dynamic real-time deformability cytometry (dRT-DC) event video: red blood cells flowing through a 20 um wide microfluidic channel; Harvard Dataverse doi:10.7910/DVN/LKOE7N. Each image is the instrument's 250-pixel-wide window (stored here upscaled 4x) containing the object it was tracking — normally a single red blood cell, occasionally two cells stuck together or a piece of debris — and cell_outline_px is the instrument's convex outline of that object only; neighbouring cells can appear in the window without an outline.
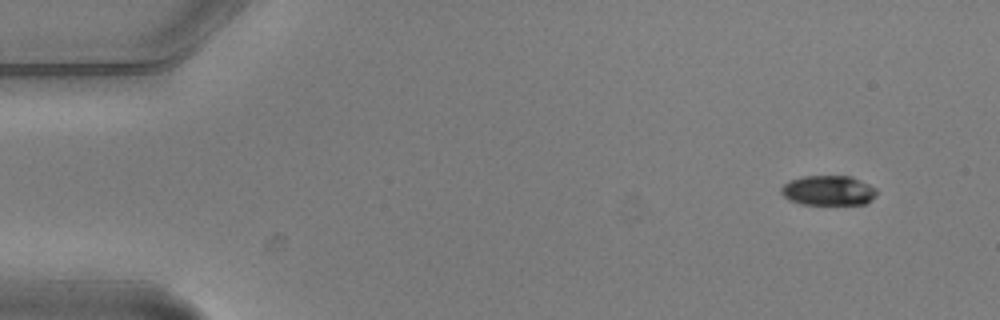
{"species": "common noctule bat (a hibernating species)", "species_latin": "Nyctalus noctula", "temperature_condition": "warm", "stored_images_in_passage": 6, "camera_frame_rate_fps": 3000, "um_per_image_px": 0.085, "animal": {"sex": "male", "body_mass_g": 20.5, "forearm_length_mm": 52.5}, "frame": {"image": 1, "passage_image": 1, "time_ms": 0.0, "image_size_px": [1000, 320], "cell_outline_px": [[876, 196], [872, 200], [864, 204], [800, 204], [788, 200], [780, 192], [780, 188], [784, 184], [792, 180], [804, 176], [852, 176], [876, 188]], "centroid_in_image_um": [70.41, 16.2], "position_along_channel_um": 14.6, "area_um2": 16.65}}
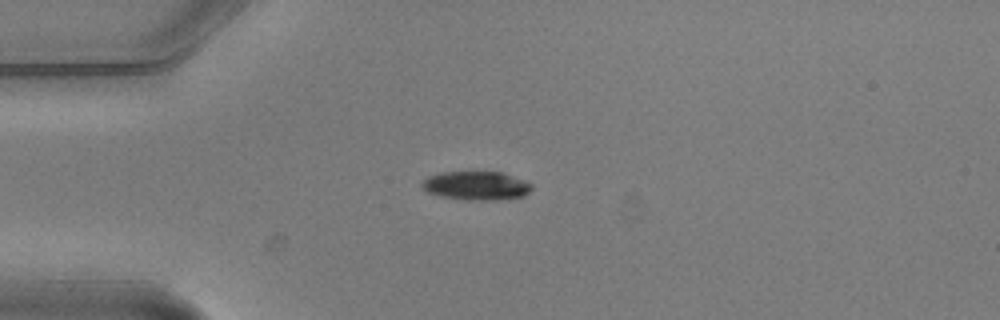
{"frame": {"image": 2, "passage_image": 3, "time_ms": 0.667, "image_size_px": [1000, 320], "cell_outline_px": [[532, 188], [524, 196], [492, 200], [468, 200], [440, 196], [428, 192], [420, 184], [420, 180], [428, 176], [440, 172], [500, 172], [524, 180], [532, 184]], "centroid_in_image_um": [40.44, 15.78], "position_along_channel_um": 44.6, "area_um2": 18.32}}
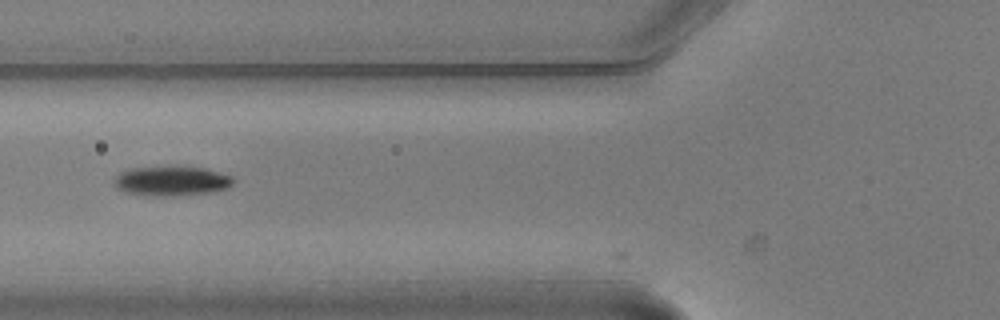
{"frame": {"image": 3, "passage_image": 5, "time_ms": 1.333, "image_size_px": [1000, 320], "cell_outline_px": [[236, 180], [228, 188], [212, 192], [180, 196], [136, 196], [124, 192], [116, 188], [112, 180], [120, 172], [132, 168], [204, 168], [232, 176]], "centroid_in_image_um": [14.55, 15.43], "position_along_channel_um": 111.3, "area_um2": 20.63}}